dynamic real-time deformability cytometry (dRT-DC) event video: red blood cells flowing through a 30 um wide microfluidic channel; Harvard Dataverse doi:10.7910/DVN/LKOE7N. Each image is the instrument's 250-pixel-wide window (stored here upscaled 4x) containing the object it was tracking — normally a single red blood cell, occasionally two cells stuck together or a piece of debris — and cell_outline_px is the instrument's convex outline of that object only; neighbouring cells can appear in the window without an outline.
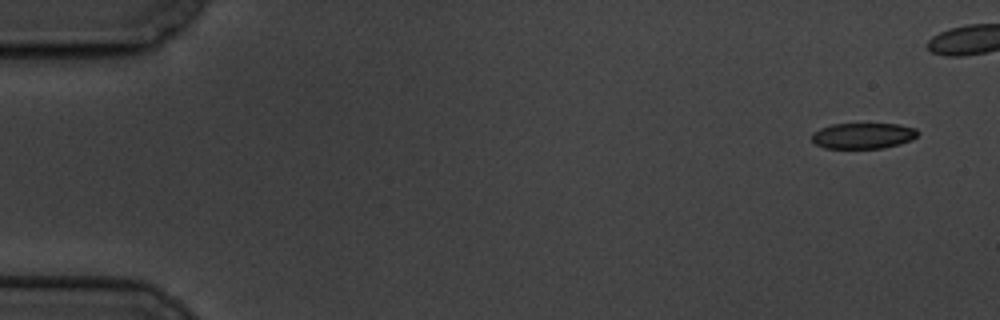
{"species": "common noctule bat (a hibernating species)", "species_latin": "Nyctalus noctula", "temperature_condition": "cold", "stored_images_in_passage": 7, "camera_frame_rate_fps": 3000, "um_per_image_px": 0.085, "animal": {"sex": "male", "body_mass_g": 19.5, "forearm_length_mm": 54.6}, "frame": {"image": 1, "passage_image": 1, "time_ms": 0.0, "image_size_px": [1000, 320], "cell_outline_px": [[920, 132], [912, 140], [900, 144], [884, 148], [824, 148], [816, 144], [812, 140], [812, 132], [820, 128], [832, 124], [900, 124], [916, 128]], "centroid_in_image_um": [73.38, 11.53], "position_along_channel_um": 11.6, "area_um2": 16.07}}
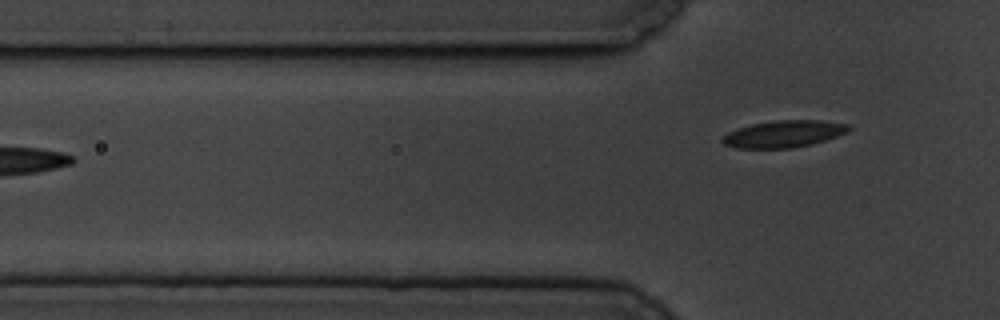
{"frame": {"image": 2, "passage_image": 7, "time_ms": 7.0, "image_size_px": [1000, 320], "cell_outline_px": [[852, 128], [848, 132], [812, 144], [792, 148], [736, 148], [724, 144], [720, 140], [728, 132], [752, 124], [776, 120], [824, 120], [852, 124]], "centroid_in_image_um": [66.68, 11.37], "position_along_channel_um": 59.1, "area_um2": 19.88}}